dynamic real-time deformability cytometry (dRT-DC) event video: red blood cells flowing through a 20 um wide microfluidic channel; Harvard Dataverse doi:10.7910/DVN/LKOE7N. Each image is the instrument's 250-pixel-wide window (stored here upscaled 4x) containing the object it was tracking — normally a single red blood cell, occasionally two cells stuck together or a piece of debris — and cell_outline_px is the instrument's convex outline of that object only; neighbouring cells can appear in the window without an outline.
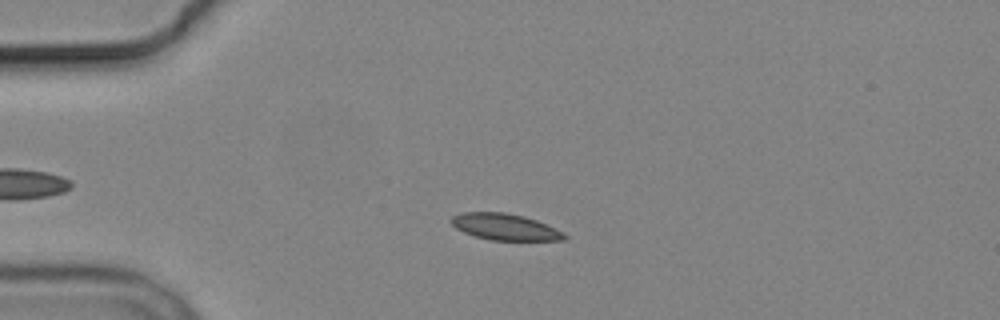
{"species": "common noctule bat (a hibernating species)", "species_latin": "Nyctalus noctula", "temperature_condition": "cold", "stored_images_in_passage": 4, "camera_frame_rate_fps": 3000, "um_per_image_px": 0.085, "animal": {"sex": "male", "body_mass_g": 19.2, "forearm_length_mm": 51.8}, "frame": {"image": 1, "passage_image": 3, "time_ms": 2.333, "image_size_px": [1000, 320], "cell_outline_px": [[568, 240], [488, 240], [464, 232], [456, 228], [448, 220], [452, 216], [460, 212], [504, 212], [524, 216], [536, 220], [564, 232], [568, 236]], "centroid_in_image_um": [42.91, 19.28], "position_along_channel_um": 42.1, "area_um2": 17.51}}